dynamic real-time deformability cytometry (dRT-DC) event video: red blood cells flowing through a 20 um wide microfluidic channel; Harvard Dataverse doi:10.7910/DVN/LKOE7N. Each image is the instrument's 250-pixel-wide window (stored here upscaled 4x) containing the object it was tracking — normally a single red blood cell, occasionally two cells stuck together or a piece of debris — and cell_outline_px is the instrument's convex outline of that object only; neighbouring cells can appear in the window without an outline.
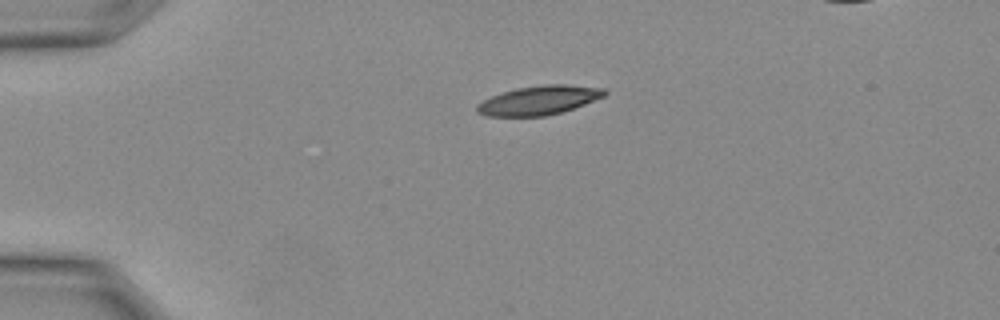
{"species": "Egyptian fruit bat (a non-hibernating species)", "species_latin": "Rousettus aegyptiacus", "temperature_condition": "warm", "stored_images_in_passage": 5, "camera_frame_rate_fps": 3000, "um_per_image_px": 0.085, "animal": {"sex": "female"}, "frame": {"image": 1, "passage_image": 1, "time_ms": 0.0, "image_size_px": [1000, 320], "cell_outline_px": [[608, 92], [604, 96], [564, 112], [544, 116], [484, 116], [476, 112], [476, 104], [492, 96], [516, 88], [544, 84], [564, 84], [604, 88]], "centroid_in_image_um": [45.8, 8.53], "position_along_channel_um": 39.2, "area_um2": 21.62}}
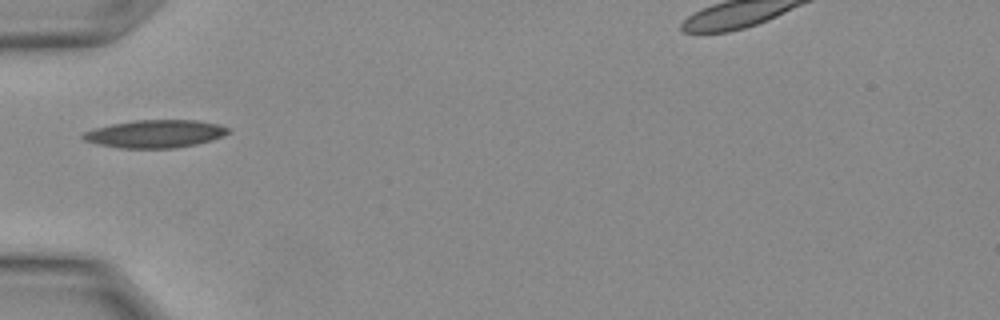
{"frame": {"image": 2, "passage_image": 4, "time_ms": 1.0, "image_size_px": [1000, 320], "cell_outline_px": [[232, 132], [212, 140], [196, 144], [176, 148], [120, 148], [96, 144], [84, 140], [80, 136], [84, 132], [96, 128], [112, 124], [136, 120], [196, 120], [220, 124], [232, 128]], "centroid_in_image_um": [13.24, 11.37], "position_along_channel_um": 71.8, "area_um2": 23.7}}